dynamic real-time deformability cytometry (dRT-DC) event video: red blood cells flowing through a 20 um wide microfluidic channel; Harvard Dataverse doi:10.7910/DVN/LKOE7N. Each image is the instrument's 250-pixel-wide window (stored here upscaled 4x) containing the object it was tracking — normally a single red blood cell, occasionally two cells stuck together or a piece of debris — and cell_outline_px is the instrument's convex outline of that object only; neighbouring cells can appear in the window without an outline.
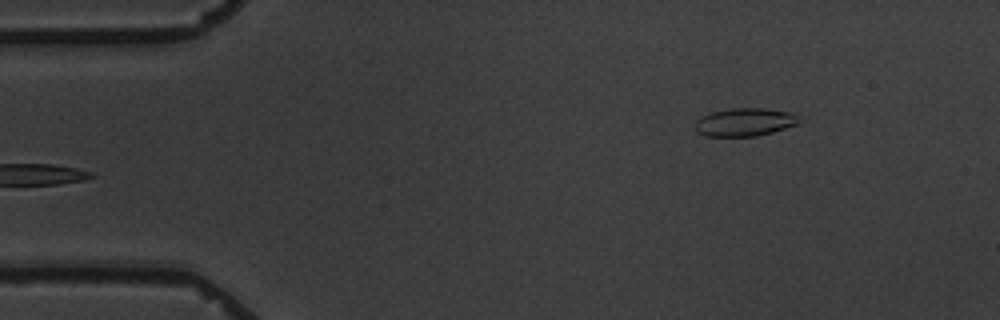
{"species": "common noctule bat (a hibernating species)", "species_latin": "Nyctalus noctula", "temperature_condition": "warm", "stored_images_in_passage": 5, "camera_frame_rate_fps": 3000, "um_per_image_px": 0.085, "animal": {"sex": "male", "body_mass_g": 19.5, "forearm_length_mm": 54.6}, "frame": {"image": 1, "passage_image": 5, "time_ms": 4.667, "image_size_px": [1000, 320], "cell_outline_px": [[804, 120], [796, 124], [772, 132], [756, 136], [708, 136], [696, 132], [692, 128], [692, 124], [700, 116], [712, 112], [732, 108], [764, 108], [792, 112]], "centroid_in_image_um": [63.27, 10.37], "position_along_channel_um": 21.7, "area_um2": 17.28}}